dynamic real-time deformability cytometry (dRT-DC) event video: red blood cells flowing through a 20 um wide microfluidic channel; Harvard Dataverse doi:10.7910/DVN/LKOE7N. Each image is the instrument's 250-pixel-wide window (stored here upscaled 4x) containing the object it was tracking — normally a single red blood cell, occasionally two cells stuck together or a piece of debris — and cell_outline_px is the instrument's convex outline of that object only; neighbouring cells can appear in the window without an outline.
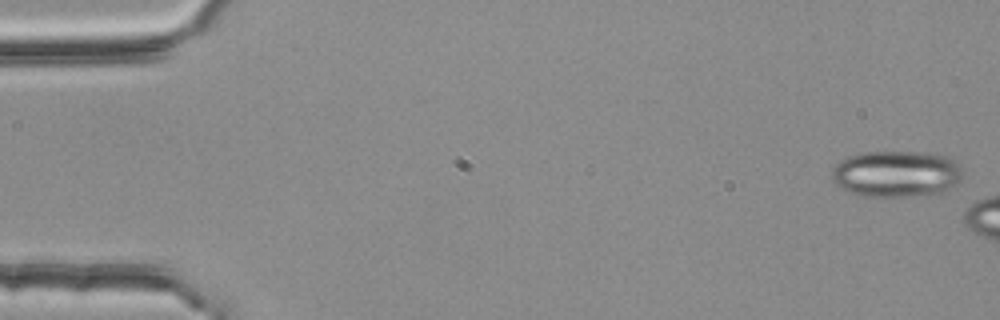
{"species": "common noctule bat (a hibernating species)", "species_latin": "Nyctalus noctula", "temperature_condition": "room temperature", "stored_images_in_passage": 3, "camera_frame_rate_fps": 3000, "um_per_image_px": 0.085, "animal": {"sex": "female", "body_mass_g": 25.1}, "frame": {"image": 1, "passage_image": 1, "time_ms": 0.0, "image_size_px": [1000, 320], "cell_outline_px": [[964, 172], [960, 180], [956, 184], [940, 192], [928, 196], [864, 196], [840, 188], [832, 180], [832, 168], [840, 160], [856, 152], [928, 152], [948, 156]], "centroid_in_image_um": [76.17, 14.77], "position_along_channel_um": 8.8, "area_um2": 35.66}}